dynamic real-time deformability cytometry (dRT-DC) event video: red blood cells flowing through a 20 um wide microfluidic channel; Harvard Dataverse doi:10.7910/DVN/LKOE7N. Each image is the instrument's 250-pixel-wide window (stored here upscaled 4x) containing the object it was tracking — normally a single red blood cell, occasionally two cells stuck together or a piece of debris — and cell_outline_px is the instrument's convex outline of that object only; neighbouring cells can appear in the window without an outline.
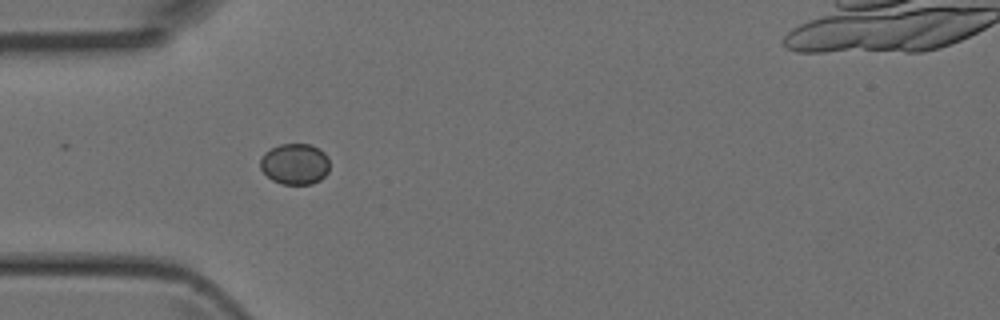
{"species": "Egyptian fruit bat (a non-hibernating species)", "species_latin": "Rousettus aegyptiacus", "temperature_condition": "room temperature", "stored_images_in_passage": 40, "camera_frame_rate_fps": 3000, "um_per_image_px": 0.085, "animal": {"sex": "female"}, "frame": {"image": 1, "passage_image": 6, "time_ms": 1.667, "image_size_px": [1000, 320], "cell_outline_px": [[328, 172], [320, 180], [312, 184], [284, 184], [272, 180], [260, 168], [260, 160], [264, 152], [280, 144], [312, 144], [320, 148], [328, 156]], "centroid_in_image_um": [25.08, 13.93], "position_along_channel_um": 59.9, "area_um2": 16.65}}
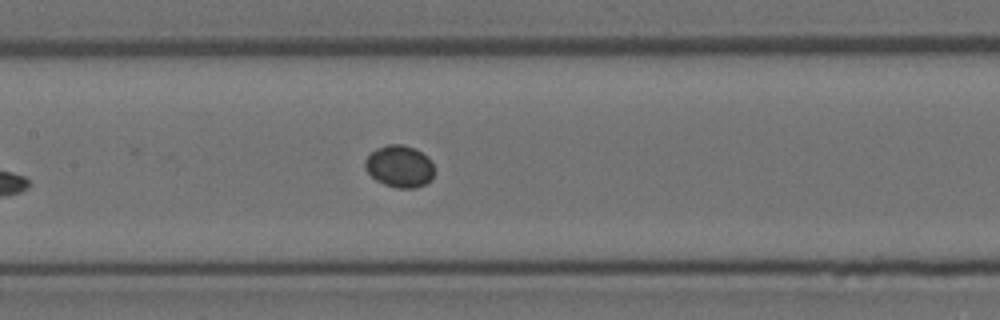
{"frame": {"image": 2, "passage_image": 14, "time_ms": 4.333, "image_size_px": [1000, 320], "cell_outline_px": [[432, 176], [424, 184], [416, 188], [396, 188], [384, 184], [376, 180], [364, 168], [364, 160], [376, 148], [388, 144], [400, 144], [412, 148], [428, 156], [432, 164]], "centroid_in_image_um": [33.91, 14.14], "position_along_channel_um": 173.5, "area_um2": 16.7}}
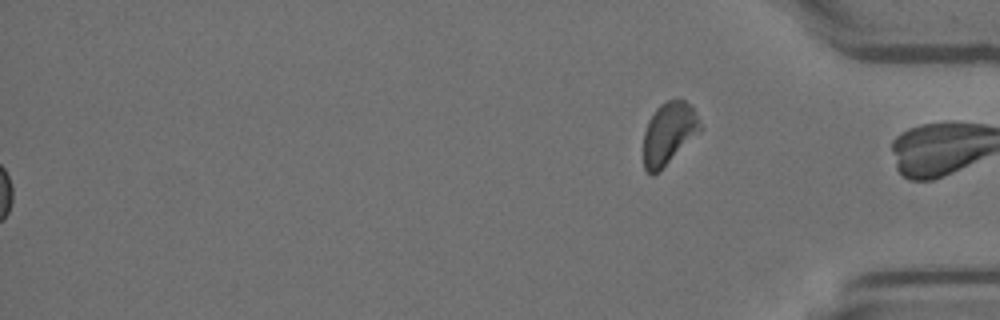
{"frame": {"image": 3, "passage_image": 40, "time_ms": 13.0, "image_size_px": [1000, 320], "cell_outline_px": [[704, 128], [700, 132], [652, 176], [644, 168], [644, 132], [648, 120], [656, 108], [660, 104], [668, 100], [684, 100], [692, 108]], "centroid_in_image_um": [56.84, 11.31], "position_along_channel_um": 378.4, "area_um2": 20.11}}